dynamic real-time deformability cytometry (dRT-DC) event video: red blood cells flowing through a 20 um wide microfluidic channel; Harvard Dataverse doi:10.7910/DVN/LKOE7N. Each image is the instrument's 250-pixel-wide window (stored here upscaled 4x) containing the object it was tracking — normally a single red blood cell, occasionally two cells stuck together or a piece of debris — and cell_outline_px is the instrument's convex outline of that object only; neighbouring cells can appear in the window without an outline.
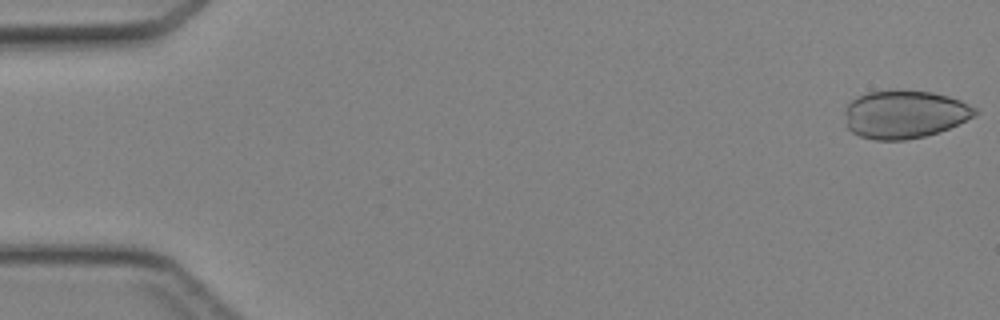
{"species": "Egyptian fruit bat (a non-hibernating species)", "species_latin": "Rousettus aegyptiacus", "temperature_condition": "cold", "stored_images_in_passage": 46, "camera_frame_rate_fps": 3000, "um_per_image_px": 0.085, "animal": {"sex": "female"}, "frame": {"image": 1, "passage_image": 1, "time_ms": 0.0, "image_size_px": [1000, 320], "cell_outline_px": [[980, 112], [940, 132], [924, 136], [904, 140], [872, 140], [860, 136], [852, 132], [848, 128], [844, 112], [848, 104], [852, 100], [868, 92], [932, 92], [948, 96], [960, 100], [976, 108]], "centroid_in_image_um": [76.88, 9.75], "position_along_channel_um": 8.1, "area_um2": 35.72}}
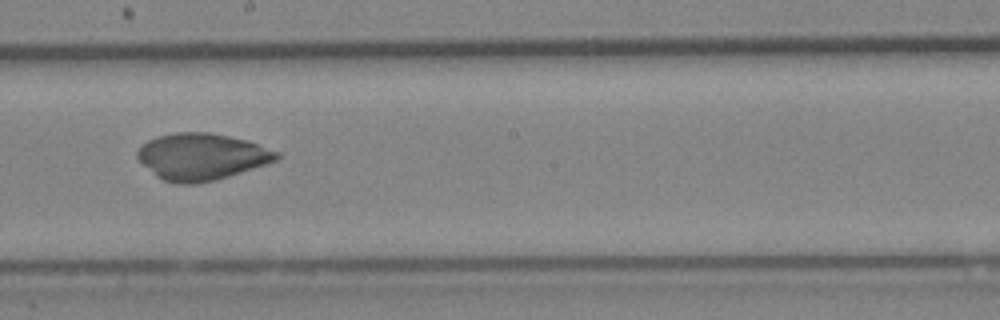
{"frame": {"image": 2, "passage_image": 26, "time_ms": 8.333, "image_size_px": [1000, 320], "cell_outline_px": [[280, 156], [276, 160], [216, 180], [196, 184], [176, 184], [164, 180], [156, 176], [136, 156], [136, 152], [148, 140], [160, 136], [176, 132], [208, 132], [248, 140], [280, 152]], "centroid_in_image_um": [17.14, 13.31], "position_along_channel_um": 231.1, "area_um2": 37.51}}
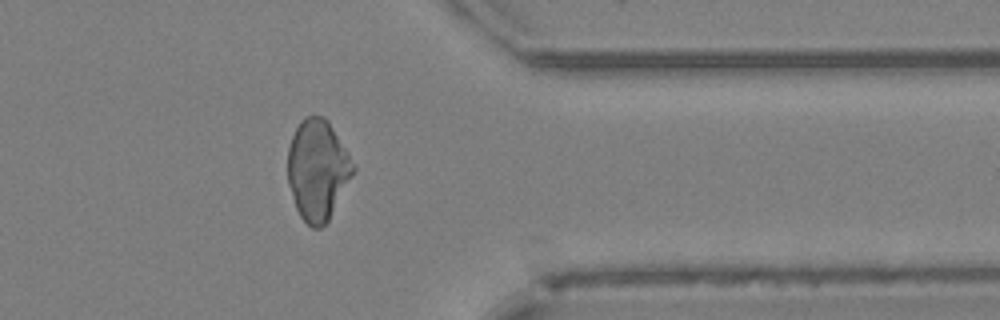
{"frame": {"image": 3, "passage_image": 37, "time_ms": 12.0, "image_size_px": [1000, 320], "cell_outline_px": [[356, 168], [352, 176], [328, 220], [320, 228], [312, 228], [300, 216], [296, 208], [288, 184], [288, 148], [292, 136], [300, 120], [308, 116], [324, 116], [328, 120], [356, 164]], "centroid_in_image_um": [27.0, 14.41], "position_along_channel_um": 384.4, "area_um2": 38.26}}